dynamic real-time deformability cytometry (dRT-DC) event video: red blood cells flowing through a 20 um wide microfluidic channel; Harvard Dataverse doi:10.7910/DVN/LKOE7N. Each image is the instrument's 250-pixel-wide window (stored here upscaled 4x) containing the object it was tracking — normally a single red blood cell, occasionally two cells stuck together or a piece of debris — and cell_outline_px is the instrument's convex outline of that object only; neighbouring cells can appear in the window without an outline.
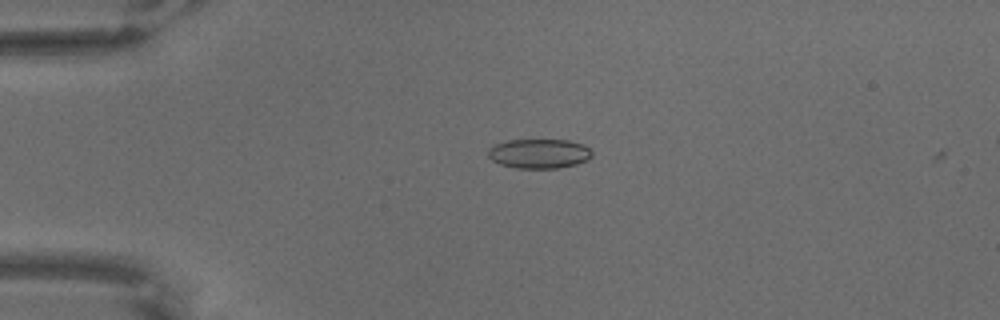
{"species": "common noctule bat (a hibernating species)", "species_latin": "Nyctalus noctula", "temperature_condition": "warm", "stored_images_in_passage": 3, "camera_frame_rate_fps": 3000, "um_per_image_px": 0.085, "animal": {"sex": "male", "body_mass_g": 18.8}, "frame": {"image": 1, "passage_image": 2, "time_ms": 0.333, "image_size_px": [1000, 320], "cell_outline_px": [[592, 156], [588, 160], [576, 164], [560, 168], [516, 168], [500, 164], [492, 160], [488, 156], [488, 148], [496, 144], [508, 140], [568, 140], [584, 144], [592, 152]], "centroid_in_image_um": [45.84, 13.06], "position_along_channel_um": 39.2, "area_um2": 17.92}}